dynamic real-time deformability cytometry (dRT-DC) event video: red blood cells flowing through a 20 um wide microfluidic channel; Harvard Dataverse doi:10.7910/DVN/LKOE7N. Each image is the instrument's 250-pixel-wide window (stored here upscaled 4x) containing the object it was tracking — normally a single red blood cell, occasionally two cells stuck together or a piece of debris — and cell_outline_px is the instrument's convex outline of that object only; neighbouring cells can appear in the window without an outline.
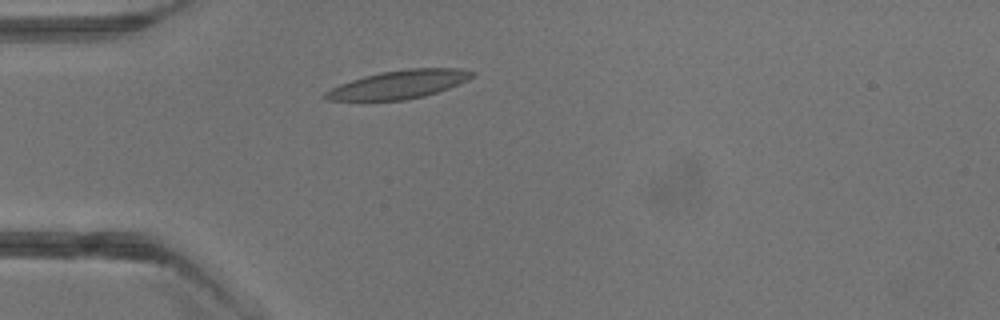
{"species": "common noctule bat (a hibernating species)", "species_latin": "Nyctalus noctula", "temperature_condition": "warm", "stored_images_in_passage": 2, "camera_frame_rate_fps": 3000, "um_per_image_px": 0.085, "animal": {"sex": "male", "body_mass_g": 13.3}, "frame": {"image": 1, "passage_image": 2, "time_ms": 1.0, "image_size_px": [1000, 320], "cell_outline_px": [[476, 72], [468, 80], [448, 88], [424, 96], [404, 100], [328, 100], [324, 96], [324, 92], [340, 84], [364, 76], [380, 72], [408, 68], [460, 68]], "centroid_in_image_um": [33.93, 7.17], "position_along_channel_um": 51.1, "area_um2": 23.99}}